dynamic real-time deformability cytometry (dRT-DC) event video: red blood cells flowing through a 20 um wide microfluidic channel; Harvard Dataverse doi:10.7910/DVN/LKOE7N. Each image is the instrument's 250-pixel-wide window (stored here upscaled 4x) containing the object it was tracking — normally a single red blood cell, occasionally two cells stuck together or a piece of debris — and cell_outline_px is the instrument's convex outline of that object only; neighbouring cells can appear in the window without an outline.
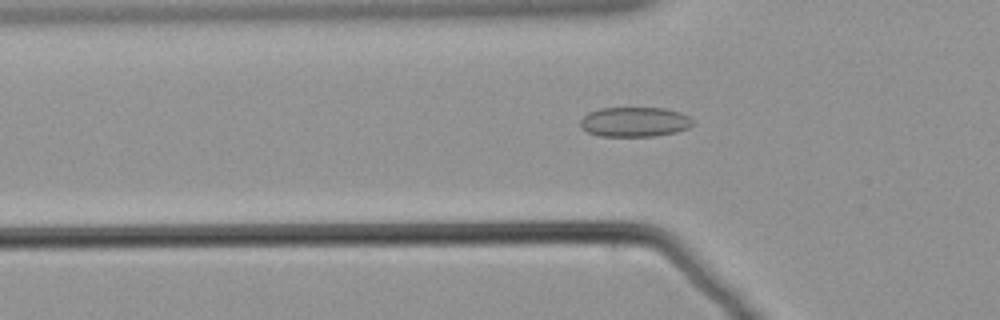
{"species": "common noctule bat (a hibernating species)", "species_latin": "Nyctalus noctula", "temperature_condition": "warm", "stored_images_in_passage": 50, "camera_frame_rate_fps": 3000, "um_per_image_px": 0.085, "animal": {"sex": "male", "body_mass_g": 21.5, "forearm_length_mm": 52.0}, "frame": {"image": 1, "passage_image": 11, "time_ms": 3.333, "image_size_px": [1000, 320], "cell_outline_px": [[692, 124], [688, 128], [676, 132], [656, 136], [600, 136], [588, 132], [580, 128], [580, 120], [588, 112], [600, 108], [664, 108], [680, 112], [688, 116], [692, 120]], "centroid_in_image_um": [53.92, 10.36], "position_along_channel_um": 71.9, "area_um2": 19.54}}
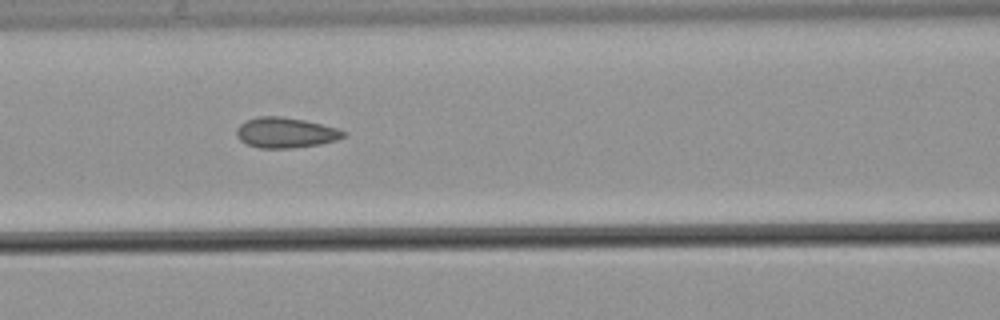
{"frame": {"image": 2, "passage_image": 17, "time_ms": 5.333, "image_size_px": [1000, 320], "cell_outline_px": [[348, 132], [344, 136], [336, 140], [320, 144], [292, 148], [260, 148], [248, 144], [240, 140], [236, 136], [236, 128], [244, 120], [260, 116], [280, 116], [304, 120], [336, 128]], "centroid_in_image_um": [24.24, 11.27], "position_along_channel_um": 142.4, "area_um2": 18.9}}
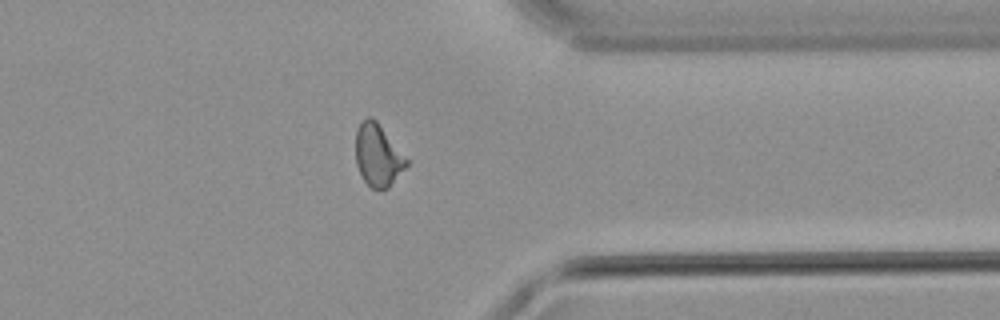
{"frame": {"image": 3, "passage_image": 38, "time_ms": 12.333, "image_size_px": [1000, 320], "cell_outline_px": [[408, 164], [388, 188], [372, 188], [364, 180], [356, 164], [356, 128], [368, 116], [372, 116], [376, 120], [408, 160]], "centroid_in_image_um": [32.11, 13.18], "position_along_channel_um": 379.3, "area_um2": 18.03}}